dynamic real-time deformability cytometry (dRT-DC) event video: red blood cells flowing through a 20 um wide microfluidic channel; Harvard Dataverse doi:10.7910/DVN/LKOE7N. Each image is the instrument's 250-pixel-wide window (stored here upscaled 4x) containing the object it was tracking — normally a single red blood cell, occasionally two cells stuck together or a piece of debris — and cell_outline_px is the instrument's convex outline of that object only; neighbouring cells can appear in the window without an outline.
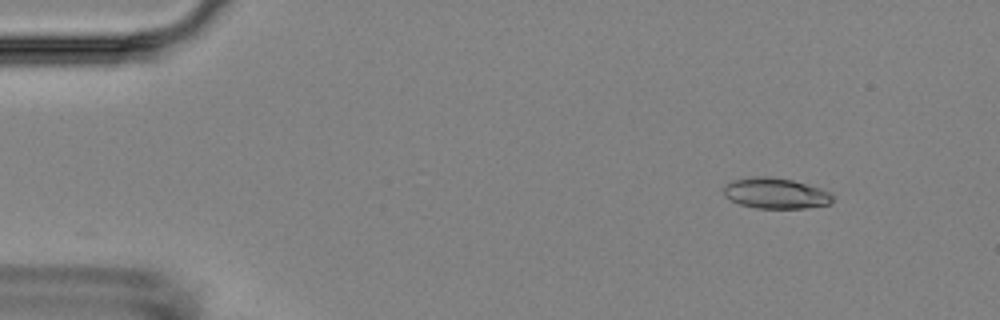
{"species": "Egyptian fruit bat (a non-hibernating species)", "species_latin": "Rousettus aegyptiacus", "temperature_condition": "room temperature", "stored_images_in_passage": 5, "camera_frame_rate_fps": 3000, "um_per_image_px": 0.085, "animal": {"sex": "female"}, "frame": {"image": 1, "passage_image": 2, "time_ms": 1.333, "image_size_px": [1000, 320], "cell_outline_px": [[832, 200], [828, 204], [804, 208], [756, 208], [740, 204], [724, 196], [724, 184], [732, 180], [756, 176], [768, 176], [792, 180], [820, 188], [832, 192]], "centroid_in_image_um": [65.91, 16.42], "position_along_channel_um": 19.1, "area_um2": 19.42}}